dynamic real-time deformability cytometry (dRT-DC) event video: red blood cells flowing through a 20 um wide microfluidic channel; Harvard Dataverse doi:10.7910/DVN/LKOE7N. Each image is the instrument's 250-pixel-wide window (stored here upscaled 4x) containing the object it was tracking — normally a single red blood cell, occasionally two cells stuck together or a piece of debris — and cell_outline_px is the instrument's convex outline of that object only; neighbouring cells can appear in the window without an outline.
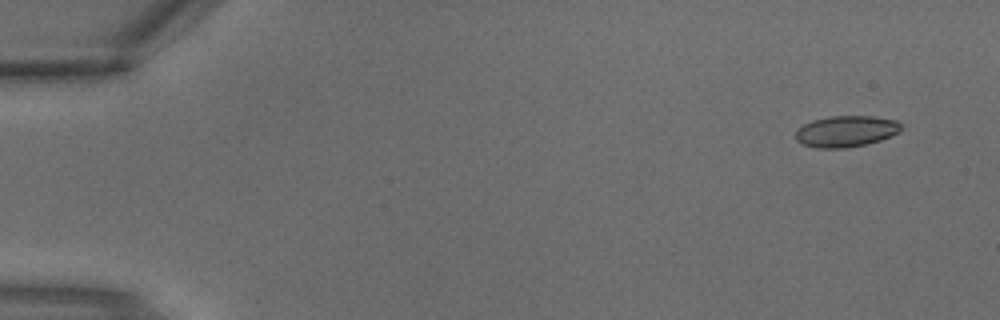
{"species": "common noctule bat (a hibernating species)", "species_latin": "Nyctalus noctula", "temperature_condition": "warm", "stored_images_in_passage": 3, "camera_frame_rate_fps": 3000, "um_per_image_px": 0.085, "animal": {"sex": "male", "body_mass_g": 18.8}, "frame": {"image": 1, "passage_image": 1, "time_ms": 0.0, "image_size_px": [1000, 320], "cell_outline_px": [[904, 124], [900, 132], [880, 140], [868, 144], [844, 148], [816, 148], [804, 144], [796, 140], [796, 128], [812, 120], [828, 116], [872, 116], [896, 120]], "centroid_in_image_um": [71.93, 11.15], "position_along_channel_um": 13.1, "area_um2": 19.42}}
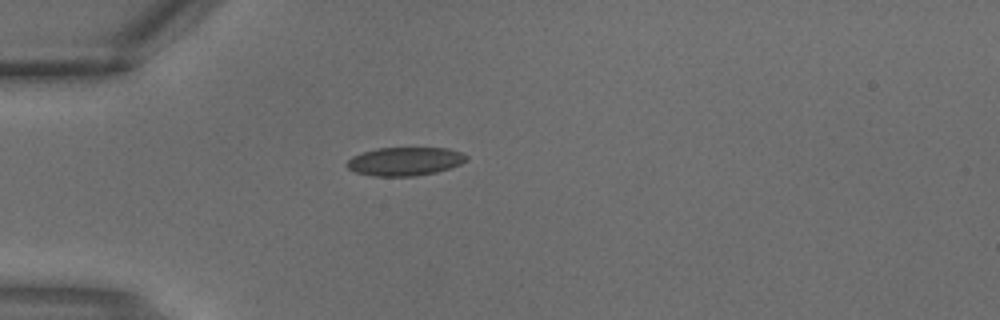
{"frame": {"image": 2, "passage_image": 3, "time_ms": 0.667, "image_size_px": [1000, 320], "cell_outline_px": [[468, 160], [460, 164], [436, 172], [416, 176], [372, 176], [356, 172], [348, 168], [344, 164], [352, 156], [376, 148], [448, 148], [460, 152], [468, 156]], "centroid_in_image_um": [34.4, 13.72], "position_along_channel_um": 50.6, "area_um2": 19.83}}